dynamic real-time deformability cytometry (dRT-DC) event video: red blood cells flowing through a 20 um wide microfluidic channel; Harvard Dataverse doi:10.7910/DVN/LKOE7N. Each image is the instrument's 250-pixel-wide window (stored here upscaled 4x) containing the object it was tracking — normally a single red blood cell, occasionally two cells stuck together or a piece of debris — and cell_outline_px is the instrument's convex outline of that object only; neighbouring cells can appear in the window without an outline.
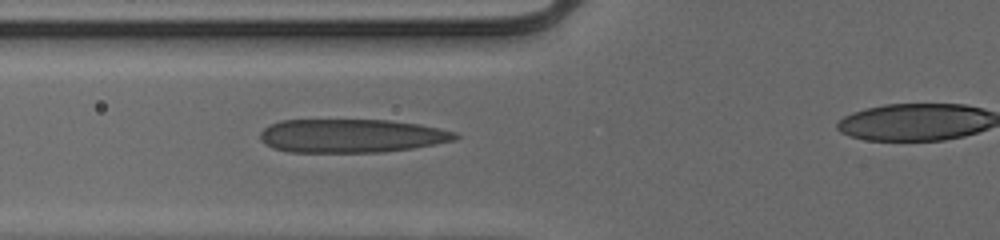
{"species": "human", "species_latin": "Homo sapiens", "temperature_condition": "cold", "stored_images_in_passage": 38, "camera_frame_rate_fps": 3000, "um_per_image_px": 0.085, "donor": {"sex": "male"}, "frame": {"image": 1, "passage_image": 12, "time_ms": 3.667, "image_size_px": [1000, 240], "cell_outline_px": [[460, 136], [456, 140], [436, 144], [412, 148], [380, 152], [288, 152], [272, 148], [264, 144], [260, 140], [260, 132], [268, 124], [280, 120], [388, 120], [420, 124], [440, 128], [456, 132]], "centroid_in_image_um": [29.85, 11.54], "position_along_channel_um": 95.9, "area_um2": 38.49}}
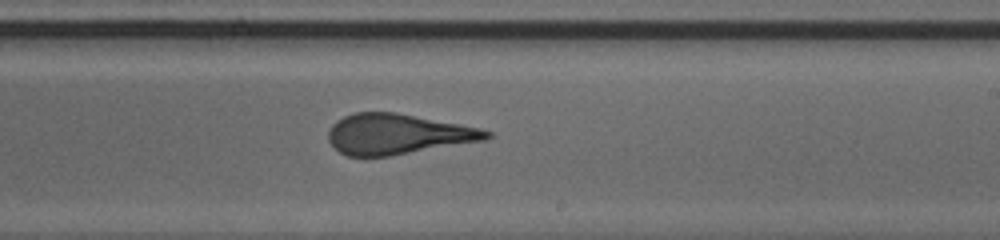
{"frame": {"image": 2, "passage_image": 24, "time_ms": 7.667, "image_size_px": [1000, 240], "cell_outline_px": [[492, 136], [484, 140], [392, 156], [348, 156], [340, 152], [328, 140], [328, 132], [332, 124], [336, 120], [344, 116], [356, 112], [396, 112], [480, 128], [492, 132]], "centroid_in_image_um": [33.78, 11.4], "position_along_channel_um": 255.2, "area_um2": 37.11}}
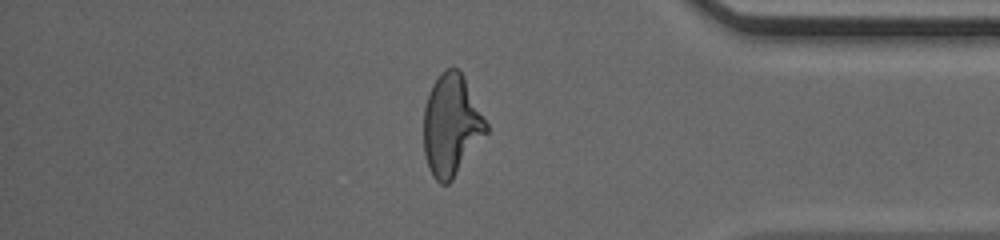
{"frame": {"image": 3, "passage_image": 36, "time_ms": 11.667, "image_size_px": [1000, 240], "cell_outline_px": [[488, 132], [452, 180], [448, 184], [440, 184], [432, 176], [428, 168], [424, 152], [424, 108], [432, 84], [440, 72], [448, 68], [460, 68], [488, 124]], "centroid_in_image_um": [38.36, 10.64], "position_along_channel_um": 396.8, "area_um2": 37.05}}